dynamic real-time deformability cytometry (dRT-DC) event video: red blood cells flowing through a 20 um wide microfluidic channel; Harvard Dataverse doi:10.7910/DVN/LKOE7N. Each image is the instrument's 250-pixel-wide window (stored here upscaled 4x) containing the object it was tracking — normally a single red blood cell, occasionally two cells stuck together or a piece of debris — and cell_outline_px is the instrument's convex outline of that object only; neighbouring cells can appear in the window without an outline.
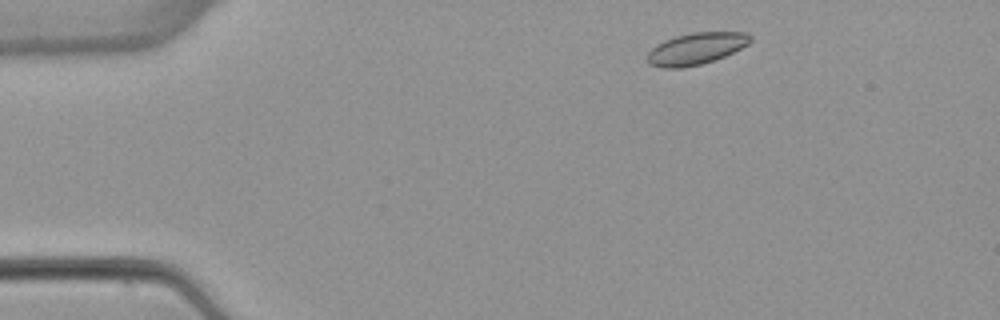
{"species": "common noctule bat (a hibernating species)", "species_latin": "Nyctalus noctula", "temperature_condition": "warm", "stored_images_in_passage": 4, "camera_frame_rate_fps": 3000, "um_per_image_px": 0.085, "animal": {"sex": "female", "body_mass_g": 22.7, "forearm_length_mm": 54.2}, "frame": {"image": 1, "passage_image": 1, "time_ms": 0.0, "image_size_px": [1000, 320], "cell_outline_px": [[752, 40], [748, 44], [716, 60], [684, 68], [660, 68], [648, 64], [648, 52], [656, 44], [664, 40], [676, 36], [692, 32], [744, 32], [752, 36]], "centroid_in_image_um": [59.14, 4.14], "position_along_channel_um": 25.9, "area_um2": 19.13}}
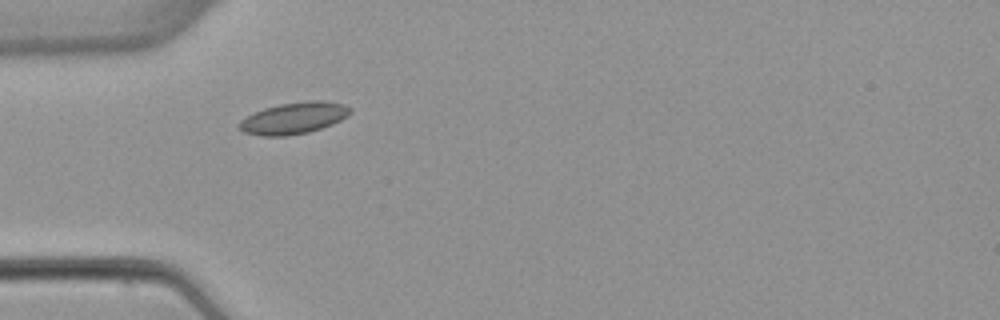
{"frame": {"image": 2, "passage_image": 3, "time_ms": 2.667, "image_size_px": [1000, 320], "cell_outline_px": [[352, 112], [348, 116], [332, 124], [308, 132], [284, 136], [260, 136], [244, 132], [236, 128], [236, 124], [240, 120], [264, 108], [280, 104], [308, 100], [324, 100], [344, 104], [352, 108]], "centroid_in_image_um": [24.97, 10.03], "position_along_channel_um": 60.0, "area_um2": 20.58}}
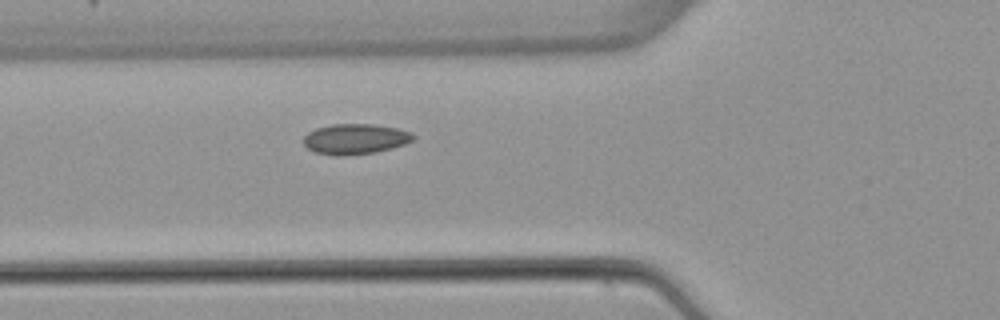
{"frame": {"image": 3, "passage_image": 4, "time_ms": 3.667, "image_size_px": [1000, 320], "cell_outline_px": [[416, 136], [412, 140], [404, 144], [392, 148], [376, 152], [344, 156], [336, 156], [316, 152], [308, 148], [304, 144], [304, 136], [308, 132], [316, 128], [332, 124], [372, 124], [396, 128], [412, 132]], "centroid_in_image_um": [30.2, 11.81], "position_along_channel_um": 95.6, "area_um2": 19.42}}